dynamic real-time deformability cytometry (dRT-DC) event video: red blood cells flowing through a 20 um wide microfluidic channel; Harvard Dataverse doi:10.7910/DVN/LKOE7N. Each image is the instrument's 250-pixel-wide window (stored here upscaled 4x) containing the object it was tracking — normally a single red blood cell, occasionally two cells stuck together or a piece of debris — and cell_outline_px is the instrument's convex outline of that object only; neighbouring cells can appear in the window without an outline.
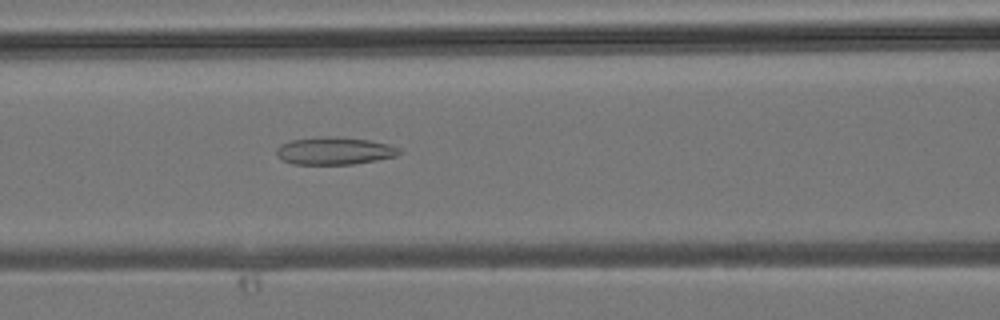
{"species": "common noctule bat (a hibernating species)", "species_latin": "Nyctalus noctula", "temperature_condition": "room temperature", "stored_images_in_passage": 30, "camera_frame_rate_fps": 3000, "um_per_image_px": 0.085, "animal": {"sex": "male", "body_mass_g": 19.2, "forearm_length_mm": 51.8}, "frame": {"image": 1, "passage_image": 8, "time_ms": 2.333, "image_size_px": [1000, 320], "cell_outline_px": [[404, 152], [396, 156], [376, 160], [352, 164], [292, 164], [284, 160], [276, 152], [276, 148], [280, 144], [292, 140], [324, 136], [336, 136], [368, 140], [388, 144], [400, 148]], "centroid_in_image_um": [28.46, 12.82], "position_along_channel_um": 138.1, "area_um2": 19.65}}
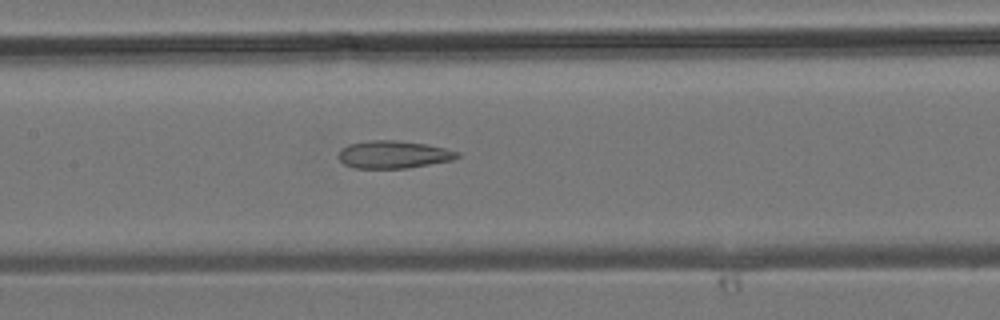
{"frame": {"image": 2, "passage_image": 10, "time_ms": 3.0, "image_size_px": [1000, 320], "cell_outline_px": [[460, 156], [452, 160], [404, 168], [352, 168], [344, 164], [340, 160], [340, 148], [348, 144], [368, 140], [396, 140], [424, 144], [444, 148], [460, 152]], "centroid_in_image_um": [33.41, 13.13], "position_along_channel_um": 174.0, "area_um2": 18.96}}